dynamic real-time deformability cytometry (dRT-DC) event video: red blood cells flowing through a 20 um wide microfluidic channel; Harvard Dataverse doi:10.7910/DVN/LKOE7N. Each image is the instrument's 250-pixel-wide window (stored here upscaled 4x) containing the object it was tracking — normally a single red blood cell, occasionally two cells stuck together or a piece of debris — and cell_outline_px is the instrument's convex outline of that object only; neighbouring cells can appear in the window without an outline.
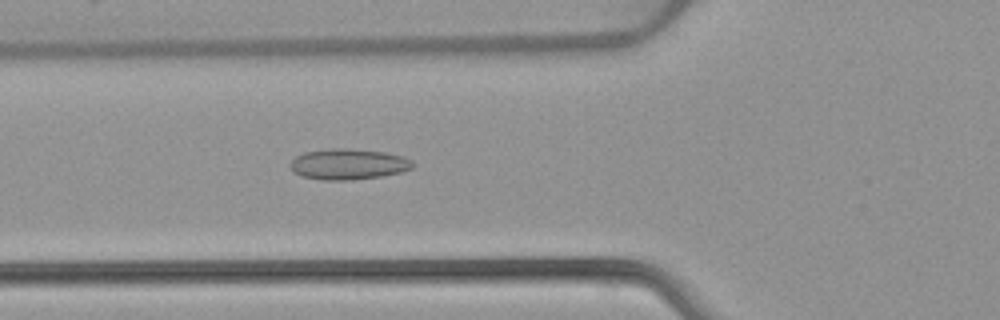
{"species": "common noctule bat (a hibernating species)", "species_latin": "Nyctalus noctula", "temperature_condition": "warm", "stored_images_in_passage": 49, "camera_frame_rate_fps": 3000, "um_per_image_px": 0.085, "animal": {"sex": "female", "body_mass_g": 22.7, "forearm_length_mm": 54.2}, "frame": {"image": 1, "passage_image": 16, "time_ms": 5.0, "image_size_px": [1000, 320], "cell_outline_px": [[412, 168], [400, 172], [380, 176], [352, 180], [320, 180], [300, 176], [292, 172], [288, 164], [296, 156], [304, 152], [328, 148], [348, 148], [388, 152], [404, 156], [412, 160]], "centroid_in_image_um": [29.56, 13.95], "position_along_channel_um": 96.2, "area_um2": 22.31}}
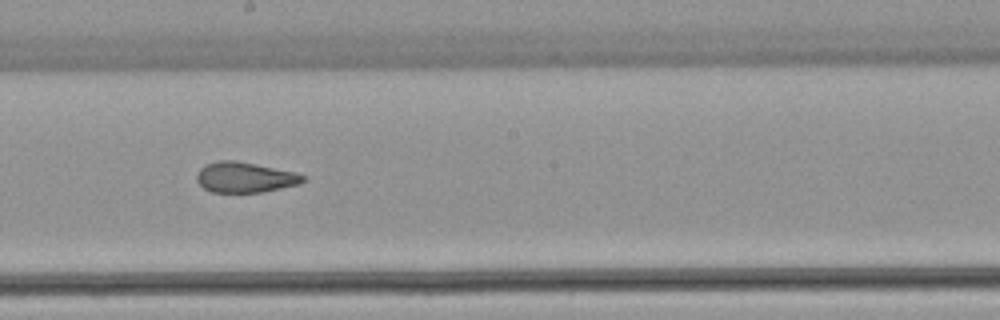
{"frame": {"image": 2, "passage_image": 26, "time_ms": 8.333, "image_size_px": [1000, 320], "cell_outline_px": [[308, 176], [300, 184], [260, 192], [212, 192], [204, 188], [196, 180], [196, 176], [200, 168], [204, 164], [216, 160], [236, 160], [296, 172]], "centroid_in_image_um": [20.81, 15.05], "position_along_channel_um": 227.4, "area_um2": 18.96}}
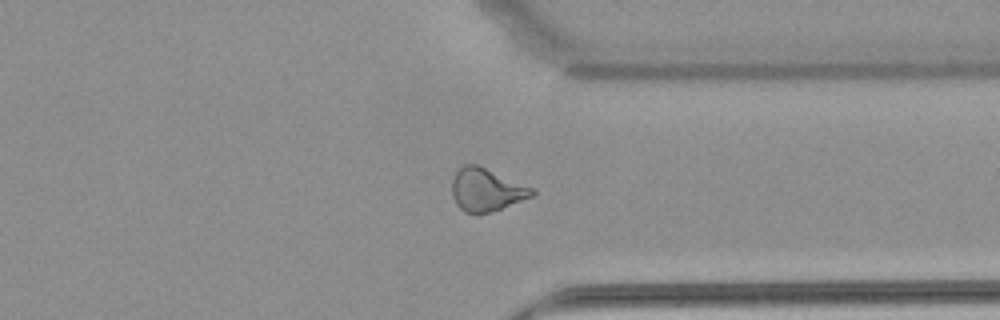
{"frame": {"image": 3, "passage_image": 37, "time_ms": 12.0, "image_size_px": [1000, 320], "cell_outline_px": [[536, 192], [532, 196], [480, 216], [476, 216], [464, 212], [456, 204], [452, 196], [452, 180], [456, 172], [464, 164], [476, 164], [536, 188]], "centroid_in_image_um": [41.34, 16.16], "position_along_channel_um": 370.1, "area_um2": 20.29}, "authors_computed_cell_mechanics": {"area_um2": 20.808, "velocity_mm_per_s": 3.9242, "shape_relaxation_time_tau1_ms": null, "shape_relaxation_time_tau2_ms": 1.8666, "deformation_change_tau1": null, "deformation_change_tau2": 0.0878}}